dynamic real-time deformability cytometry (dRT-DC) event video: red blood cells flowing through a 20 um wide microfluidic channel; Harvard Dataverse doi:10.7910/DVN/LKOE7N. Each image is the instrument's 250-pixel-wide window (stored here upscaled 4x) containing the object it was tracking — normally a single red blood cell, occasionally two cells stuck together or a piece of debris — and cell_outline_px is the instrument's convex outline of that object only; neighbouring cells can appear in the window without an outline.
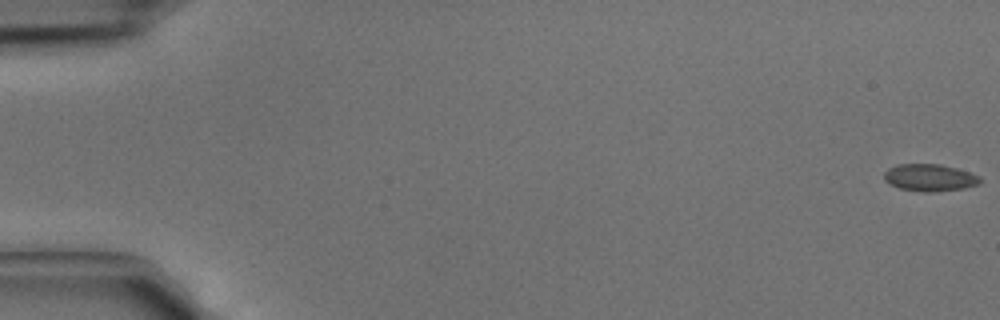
{"species": "common noctule bat (a hibernating species)", "species_latin": "Nyctalus noctula", "temperature_condition": "cold", "stored_images_in_passage": 5, "camera_frame_rate_fps": 3000, "um_per_image_px": 0.085, "animal": {"sex": "male", "body_mass_g": 15.6}, "frame": {"image": 1, "passage_image": 1, "time_ms": 0.0, "image_size_px": [1000, 320], "cell_outline_px": [[980, 184], [964, 188], [936, 192], [924, 192], [900, 188], [888, 184], [884, 180], [884, 172], [888, 168], [896, 164], [940, 164], [956, 168], [980, 176]], "centroid_in_image_um": [79.0, 15.1], "position_along_channel_um": 6.0, "area_um2": 15.26}}